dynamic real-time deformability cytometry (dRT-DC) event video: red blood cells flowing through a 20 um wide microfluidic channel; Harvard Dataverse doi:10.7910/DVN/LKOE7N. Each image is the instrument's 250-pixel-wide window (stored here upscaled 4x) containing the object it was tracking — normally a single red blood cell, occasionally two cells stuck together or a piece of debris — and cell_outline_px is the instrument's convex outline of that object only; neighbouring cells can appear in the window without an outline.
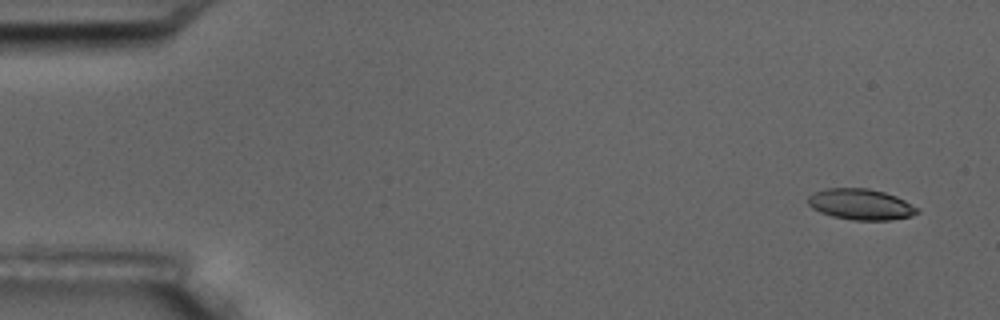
{"species": "common noctule bat (a hibernating species)", "species_latin": "Nyctalus noctula", "temperature_condition": "room temperature", "stored_images_in_passage": 5, "camera_frame_rate_fps": 3000, "um_per_image_px": 0.085, "animal": {"sex": "male", "body_mass_g": 17.5, "forearm_length_mm": 52.3}, "frame": {"image": 1, "passage_image": 1, "time_ms": 0.0, "image_size_px": [1000, 320], "cell_outline_px": [[920, 212], [912, 216], [888, 220], [852, 220], [832, 216], [820, 212], [812, 208], [808, 204], [808, 196], [824, 188], [868, 188], [884, 192], [896, 196], [920, 208]], "centroid_in_image_um": [73.18, 17.37], "position_along_channel_um": 11.8, "area_um2": 19.77}}
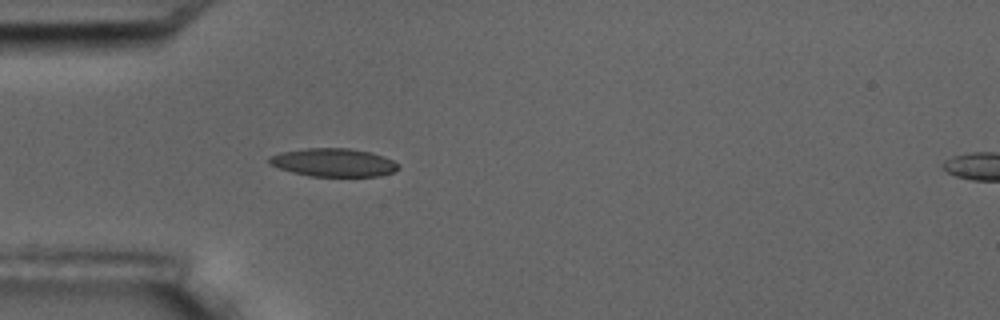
{"frame": {"image": 2, "passage_image": 5, "time_ms": 4.667, "image_size_px": [1000, 320], "cell_outline_px": [[400, 168], [392, 172], [380, 176], [308, 176], [292, 172], [268, 164], [268, 156], [280, 152], [308, 148], [348, 148], [372, 152], [384, 156], [400, 164]], "centroid_in_image_um": [28.35, 13.81], "position_along_channel_um": 56.7, "area_um2": 21.39}}